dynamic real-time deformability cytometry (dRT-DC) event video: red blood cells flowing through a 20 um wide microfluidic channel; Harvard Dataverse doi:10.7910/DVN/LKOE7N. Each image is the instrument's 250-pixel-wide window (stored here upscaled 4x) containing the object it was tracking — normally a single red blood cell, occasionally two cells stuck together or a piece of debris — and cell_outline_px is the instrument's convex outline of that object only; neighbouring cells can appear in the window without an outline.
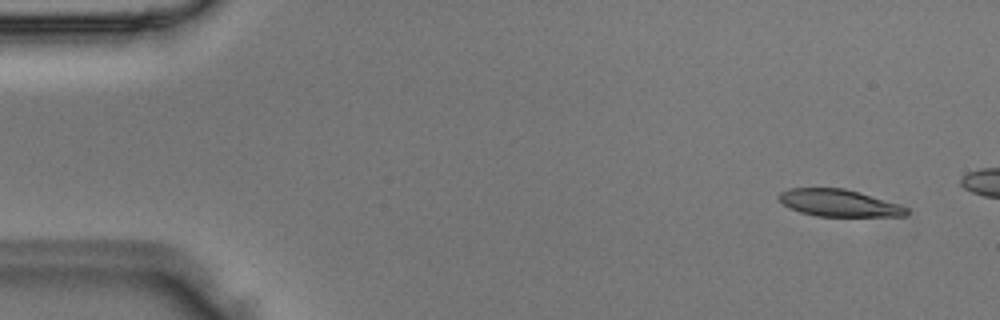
{"species": "Egyptian fruit bat (a non-hibernating species)", "species_latin": "Rousettus aegyptiacus", "temperature_condition": "room temperature", "stored_images_in_passage": 4, "camera_frame_rate_fps": 3000, "um_per_image_px": 0.085, "animal": {"sex": "male"}, "frame": {"image": 1, "passage_image": 1, "time_ms": 0.0, "image_size_px": [1000, 320], "cell_outline_px": [[908, 216], [816, 216], [800, 212], [788, 208], [776, 196], [780, 192], [788, 188], [844, 188], [860, 192], [900, 204], [908, 208]], "centroid_in_image_um": [71.3, 17.25], "position_along_channel_um": 13.7, "area_um2": 20.29}}